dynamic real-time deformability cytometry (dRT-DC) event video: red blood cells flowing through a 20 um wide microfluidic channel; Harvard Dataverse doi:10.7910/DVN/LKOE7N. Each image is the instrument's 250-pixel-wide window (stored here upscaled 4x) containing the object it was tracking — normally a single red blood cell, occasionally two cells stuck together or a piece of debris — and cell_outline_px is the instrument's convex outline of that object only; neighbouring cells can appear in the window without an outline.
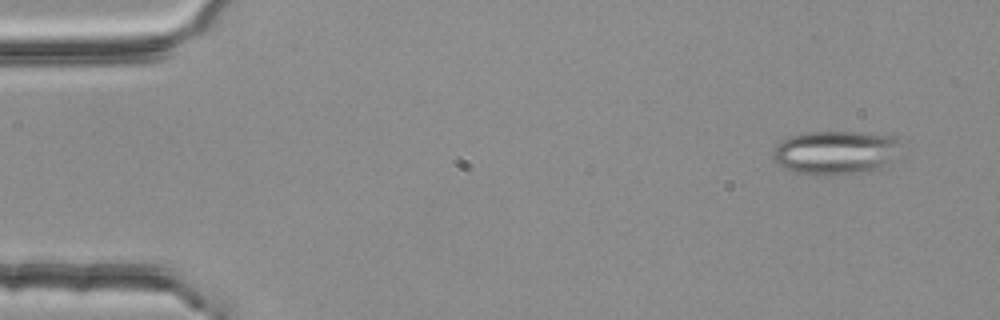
{"species": "common noctule bat (a hibernating species)", "species_latin": "Nyctalus noctula", "temperature_condition": "room temperature", "stored_images_in_passage": 4, "camera_frame_rate_fps": 3000, "um_per_image_px": 0.085, "animal": {"sex": "female", "body_mass_g": 25.1}, "frame": {"image": 1, "passage_image": 1, "time_ms": 0.0, "image_size_px": [1000, 320], "cell_outline_px": [[904, 156], [880, 168], [864, 172], [796, 172], [780, 164], [772, 156], [772, 152], [776, 144], [792, 136], [808, 132], [864, 132], [896, 136], [900, 144]], "centroid_in_image_um": [71.18, 12.91], "position_along_channel_um": 13.8, "area_um2": 32.19}}